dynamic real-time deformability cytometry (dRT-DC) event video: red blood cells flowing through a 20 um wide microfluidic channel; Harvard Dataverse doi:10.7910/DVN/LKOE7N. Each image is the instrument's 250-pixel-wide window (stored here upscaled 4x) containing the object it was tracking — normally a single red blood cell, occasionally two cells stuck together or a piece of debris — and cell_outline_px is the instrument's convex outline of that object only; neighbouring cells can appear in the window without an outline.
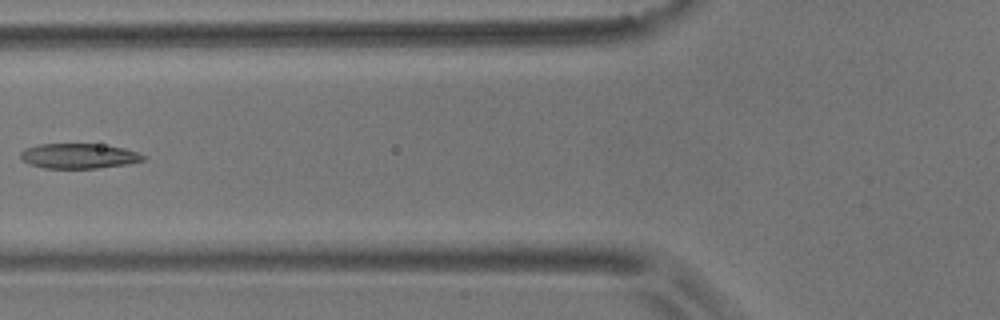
{"species": "common noctule bat (a hibernating species)", "species_latin": "Nyctalus noctula", "temperature_condition": "room temperature", "stored_images_in_passage": 6, "camera_frame_rate_fps": 3000, "um_per_image_px": 0.085, "animal": {"sex": "male", "body_mass_g": 17.9}, "frame": {"image": 1, "passage_image": 6, "time_ms": 5.667, "image_size_px": [1000, 320], "cell_outline_px": [[148, 156], [144, 160], [128, 164], [96, 168], [44, 168], [28, 164], [20, 156], [20, 152], [24, 148], [40, 144], [100, 144], [124, 148]], "centroid_in_image_um": [6.7, 13.26], "position_along_channel_um": 119.1, "area_um2": 17.92}}